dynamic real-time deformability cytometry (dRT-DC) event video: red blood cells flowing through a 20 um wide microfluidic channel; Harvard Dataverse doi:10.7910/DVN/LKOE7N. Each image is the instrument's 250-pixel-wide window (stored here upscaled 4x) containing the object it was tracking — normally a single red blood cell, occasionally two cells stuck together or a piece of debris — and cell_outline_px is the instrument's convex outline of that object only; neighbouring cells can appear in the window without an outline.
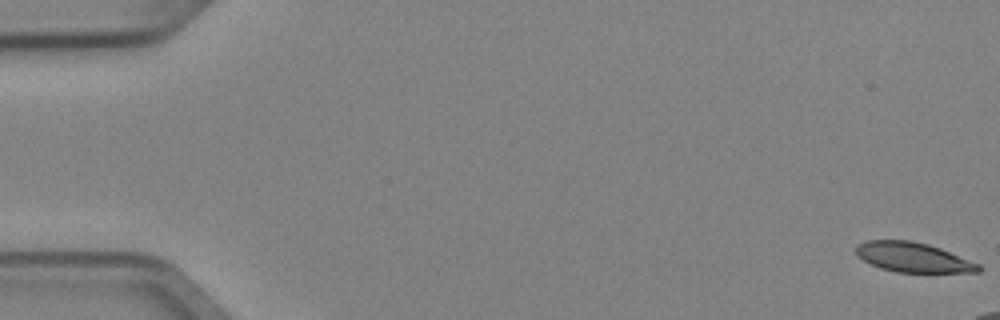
{"species": "Egyptian fruit bat (a non-hibernating species)", "species_latin": "Rousettus aegyptiacus", "temperature_condition": "cold", "stored_images_in_passage": 4, "camera_frame_rate_fps": 3000, "um_per_image_px": 0.085, "animal": {"sex": "female"}, "frame": {"image": 1, "passage_image": 1, "time_ms": 0.0, "image_size_px": [1000, 320], "cell_outline_px": [[984, 268], [980, 272], [896, 272], [880, 268], [856, 256], [856, 248], [860, 244], [868, 240], [912, 240], [928, 244], [940, 248], [980, 264]], "centroid_in_image_um": [77.64, 21.87], "position_along_channel_um": 7.4, "area_um2": 21.15}}